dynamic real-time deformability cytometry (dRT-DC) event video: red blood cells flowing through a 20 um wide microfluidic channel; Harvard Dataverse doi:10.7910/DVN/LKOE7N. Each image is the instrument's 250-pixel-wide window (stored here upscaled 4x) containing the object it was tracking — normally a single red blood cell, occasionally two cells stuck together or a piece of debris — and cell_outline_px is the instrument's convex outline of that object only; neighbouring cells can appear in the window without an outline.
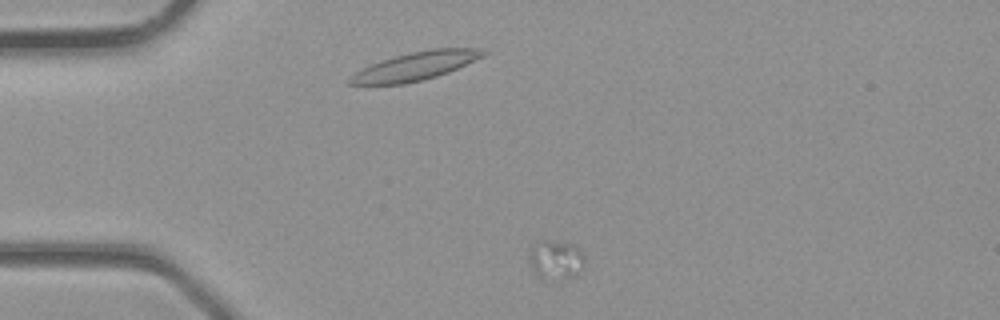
{"species": "common noctule bat (a hibernating species)", "species_latin": "Nyctalus noctula", "temperature_condition": "room temperature", "stored_images_in_passage": 2, "camera_frame_rate_fps": 3000, "um_per_image_px": 0.085, "animal": {"sex": "male", "body_mass_g": 23.1, "forearm_length_mm": 52.7}, "frame": {"image": 1, "passage_image": 1, "time_ms": 0.0, "image_size_px": [1000, 320], "cell_outline_px": [[584, 268], [576, 276], [552, 280], [544, 280], [532, 272], [528, 260], [528, 252], [532, 244], [544, 240], [548, 240], [568, 244], [580, 248], [584, 256]], "centroid_in_image_um": [47.2, 22.11], "position_along_channel_um": 37.8, "area_um2": 13.06}}